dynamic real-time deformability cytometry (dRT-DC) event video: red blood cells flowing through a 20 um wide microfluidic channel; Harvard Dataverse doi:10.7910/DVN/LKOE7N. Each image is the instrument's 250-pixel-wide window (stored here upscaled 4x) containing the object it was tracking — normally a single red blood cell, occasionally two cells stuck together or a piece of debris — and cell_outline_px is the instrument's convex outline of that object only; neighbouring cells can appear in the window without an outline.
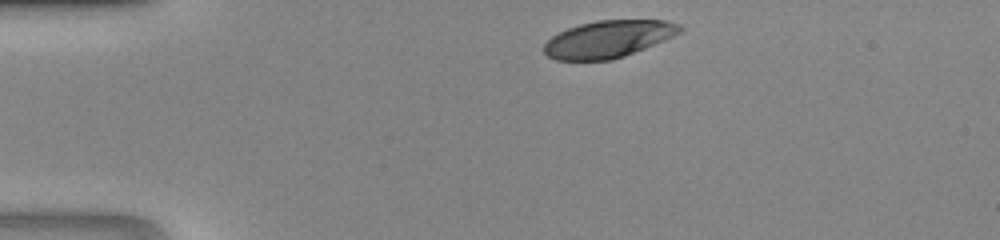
{"species": "human", "species_latin": "Homo sapiens", "temperature_condition": "room temperature", "stored_images_in_passage": 29, "camera_frame_rate_fps": 3000, "um_per_image_px": 0.085, "donor": {"sex": "male"}, "frame": {"image": 1, "passage_image": 1, "time_ms": 0.0, "image_size_px": [1000, 240], "cell_outline_px": [[684, 28], [680, 32], [664, 40], [624, 56], [612, 60], [556, 60], [548, 56], [544, 52], [544, 44], [552, 36], [568, 28], [580, 24], [596, 20], [664, 20], [680, 24]], "centroid_in_image_um": [51.7, 3.32], "position_along_channel_um": 33.3, "area_um2": 29.19}}
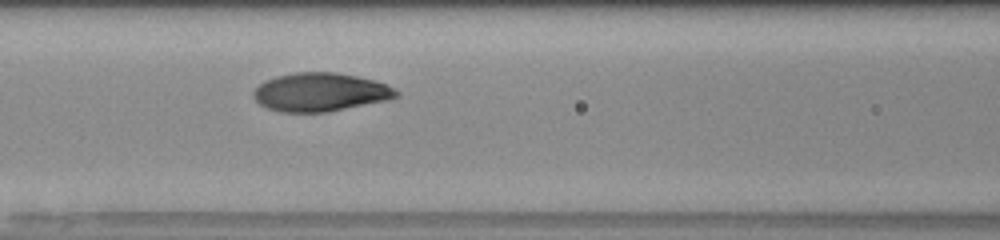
{"frame": {"image": 2, "passage_image": 12, "time_ms": 3.667, "image_size_px": [1000, 240], "cell_outline_px": [[400, 96], [392, 100], [328, 112], [280, 112], [268, 108], [260, 104], [252, 96], [252, 92], [264, 80], [276, 76], [296, 72], [336, 72], [356, 76], [388, 84], [400, 92]], "centroid_in_image_um": [27.27, 7.84], "position_along_channel_um": 139.3, "area_um2": 32.43}}
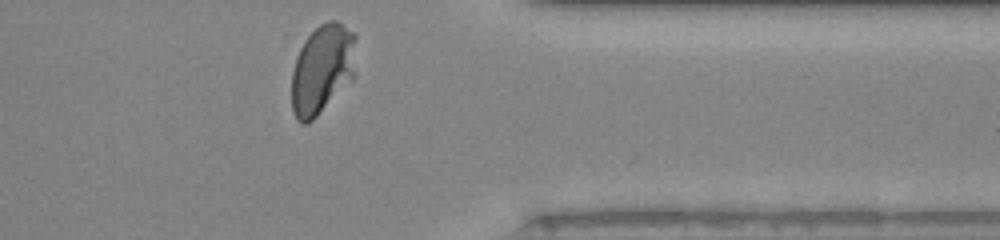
{"frame": {"image": 3, "passage_image": 29, "time_ms": 9.333, "image_size_px": [1000, 240], "cell_outline_px": [[356, 76], [308, 124], [300, 124], [296, 120], [292, 112], [292, 72], [296, 56], [304, 40], [320, 24], [328, 20], [336, 20], [352, 32], [356, 36]], "centroid_in_image_um": [27.4, 5.88], "position_along_channel_um": 384.0, "area_um2": 33.99}}